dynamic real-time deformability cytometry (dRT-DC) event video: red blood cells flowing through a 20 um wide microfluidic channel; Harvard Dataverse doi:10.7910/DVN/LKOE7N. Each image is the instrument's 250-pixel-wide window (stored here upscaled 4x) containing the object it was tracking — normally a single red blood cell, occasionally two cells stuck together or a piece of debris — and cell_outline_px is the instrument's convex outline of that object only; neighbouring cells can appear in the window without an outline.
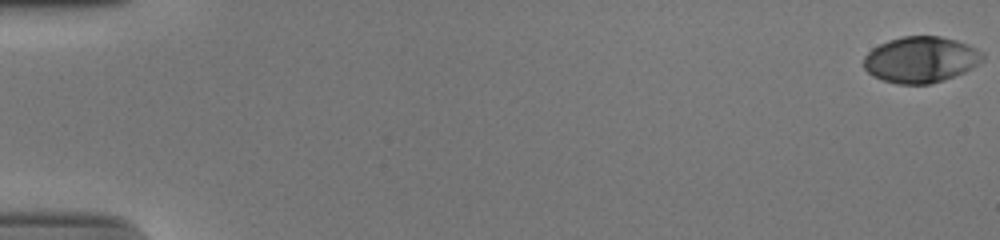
{"species": "human", "species_latin": "Homo sapiens", "temperature_condition": "cold", "stored_images_in_passage": 54, "camera_frame_rate_fps": 3000, "um_per_image_px": 0.085, "donor": {"sex": "male"}, "frame": {"image": 1, "passage_image": 1, "time_ms": 0.0, "image_size_px": [1000, 240], "cell_outline_px": [[984, 56], [972, 68], [964, 72], [944, 80], [928, 84], [896, 84], [872, 76], [864, 68], [864, 56], [872, 48], [888, 40], [904, 36], [940, 36], [956, 40], [968, 44], [980, 52]], "centroid_in_image_um": [78.22, 5.07], "position_along_channel_um": 6.8, "area_um2": 31.73}}
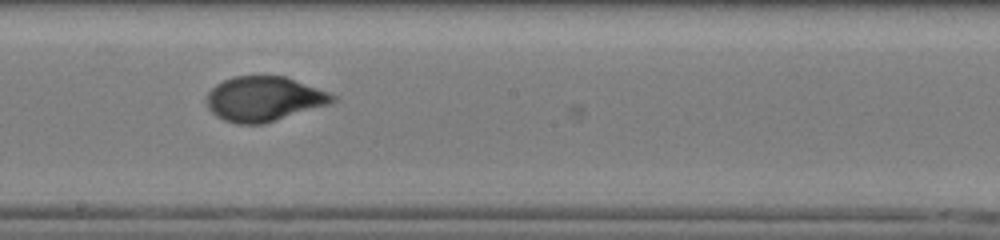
{"frame": {"image": 2, "passage_image": 32, "time_ms": 10.333, "image_size_px": [1000, 240], "cell_outline_px": [[336, 100], [328, 104], [264, 124], [236, 124], [224, 120], [216, 116], [208, 108], [204, 100], [208, 92], [216, 84], [232, 76], [284, 76], [328, 92], [336, 96]], "centroid_in_image_um": [22.38, 8.41], "position_along_channel_um": 225.8, "area_um2": 32.77}}
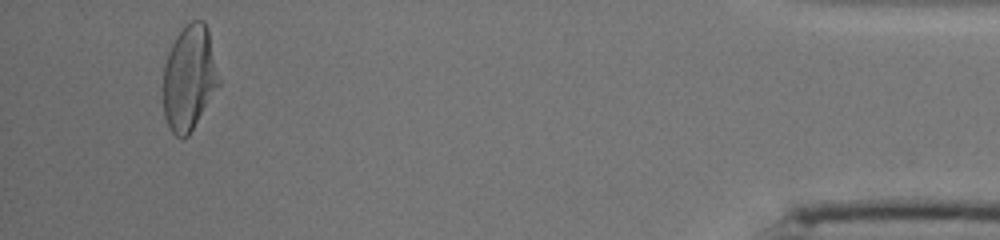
{"frame": {"image": 3, "passage_image": 52, "time_ms": 17.0, "image_size_px": [1000, 240], "cell_outline_px": [[220, 84], [188, 136], [176, 136], [168, 128], [164, 116], [164, 64], [168, 52], [176, 36], [192, 20], [204, 20], [208, 28], [220, 80]], "centroid_in_image_um": [16.09, 6.62], "position_along_channel_um": 419.1, "area_um2": 33.81}, "authors_computed_cell_mechanics": {"area_um2": 32.7148, "velocity_mm_per_s": 3.8889, "shape_relaxation_time_tau1_ms": 4.0964, "shape_relaxation_time_tau2_ms": null, "deformation_change_tau1": 0.1956, "deformation_change_tau2": null}}